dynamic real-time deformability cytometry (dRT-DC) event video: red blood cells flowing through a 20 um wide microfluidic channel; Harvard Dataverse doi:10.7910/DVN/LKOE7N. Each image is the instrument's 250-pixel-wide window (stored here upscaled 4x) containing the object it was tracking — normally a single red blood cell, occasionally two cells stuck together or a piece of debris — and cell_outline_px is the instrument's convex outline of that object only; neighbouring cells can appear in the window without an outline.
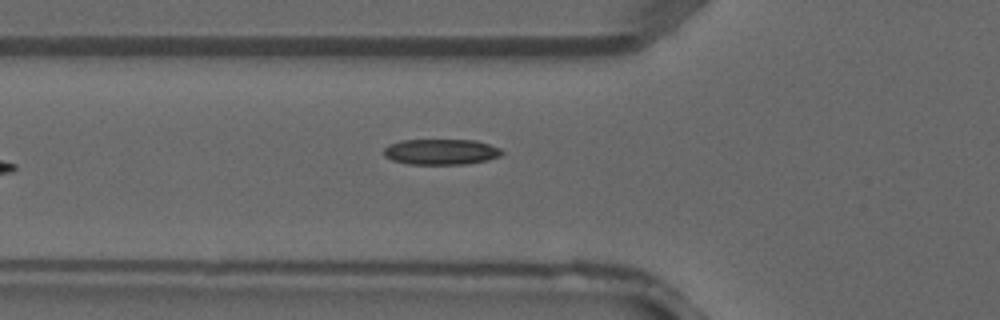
{"species": "common noctule bat (a hibernating species)", "species_latin": "Nyctalus noctula", "temperature_condition": "warm", "stored_images_in_passage": 5, "camera_frame_rate_fps": 3000, "um_per_image_px": 0.085, "animal": {"sex": "male", "forearm_length_mm": 52.5}, "frame": {"image": 1, "passage_image": 5, "time_ms": 1.333, "image_size_px": [1000, 320], "cell_outline_px": [[504, 152], [500, 156], [488, 160], [464, 164], [408, 164], [392, 160], [384, 156], [384, 148], [388, 144], [400, 140], [476, 140], [500, 148]], "centroid_in_image_um": [37.47, 12.9], "position_along_channel_um": 88.3, "area_um2": 17.74}}